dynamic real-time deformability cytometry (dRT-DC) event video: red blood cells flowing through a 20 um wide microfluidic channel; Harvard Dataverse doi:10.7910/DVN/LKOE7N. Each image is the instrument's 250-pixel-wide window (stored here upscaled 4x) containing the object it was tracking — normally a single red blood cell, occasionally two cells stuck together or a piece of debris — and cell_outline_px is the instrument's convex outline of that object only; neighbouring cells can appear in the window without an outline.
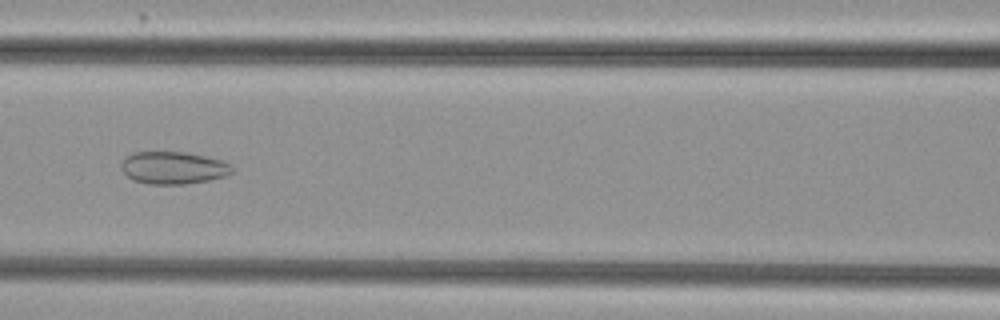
{"species": "common noctule bat (a hibernating species)", "species_latin": "Nyctalus noctula", "temperature_condition": "cold", "stored_images_in_passage": 54, "camera_frame_rate_fps": 3000, "um_per_image_px": 0.085, "animal": {"sex": "female", "body_mass_g": 29.2, "forearm_length_mm": 56.3}, "frame": {"image": 1, "passage_image": 25, "time_ms": 8.0, "image_size_px": [1000, 320], "cell_outline_px": [[232, 172], [224, 176], [208, 180], [184, 184], [148, 184], [132, 180], [120, 168], [120, 164], [124, 156], [132, 152], [184, 152], [204, 156], [220, 160], [228, 164], [232, 168]], "centroid_in_image_um": [14.65, 14.26], "position_along_channel_um": 152.0, "area_um2": 20.87}}
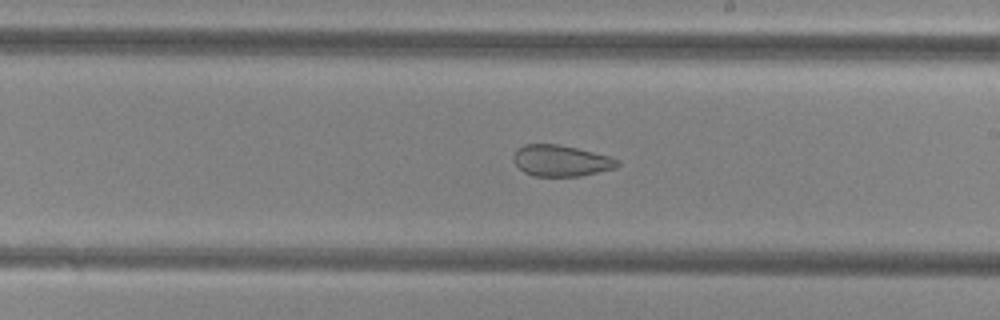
{"frame": {"image": 2, "passage_image": 32, "time_ms": 10.333, "image_size_px": [1000, 320], "cell_outline_px": [[620, 164], [616, 168], [580, 176], [532, 176], [524, 172], [512, 160], [512, 156], [516, 148], [524, 144], [560, 144], [612, 156], [620, 160]], "centroid_in_image_um": [47.69, 13.65], "position_along_channel_um": 241.3, "area_um2": 19.25}}
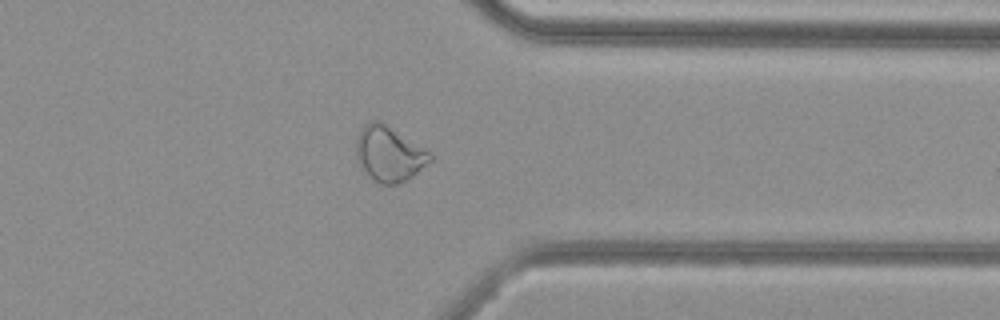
{"frame": {"image": 3, "passage_image": 43, "time_ms": 14.0, "image_size_px": [1000, 320], "cell_outline_px": [[432, 160], [408, 180], [400, 184], [380, 184], [360, 168], [356, 160], [356, 140], [360, 128], [372, 120], [380, 120], [428, 152], [432, 156]], "centroid_in_image_um": [33.02, 13.09], "position_along_channel_um": 378.4, "area_um2": 23.58}, "authors_computed_cell_mechanics": {"area_um2": 26.588, "velocity_mm_per_s": 3.8458, "shape_relaxation_time_tau1_ms": null, "shape_relaxation_time_tau2_ms": 1.6571, "deformation_change_tau1": null, "deformation_change_tau2": 0.0707}}